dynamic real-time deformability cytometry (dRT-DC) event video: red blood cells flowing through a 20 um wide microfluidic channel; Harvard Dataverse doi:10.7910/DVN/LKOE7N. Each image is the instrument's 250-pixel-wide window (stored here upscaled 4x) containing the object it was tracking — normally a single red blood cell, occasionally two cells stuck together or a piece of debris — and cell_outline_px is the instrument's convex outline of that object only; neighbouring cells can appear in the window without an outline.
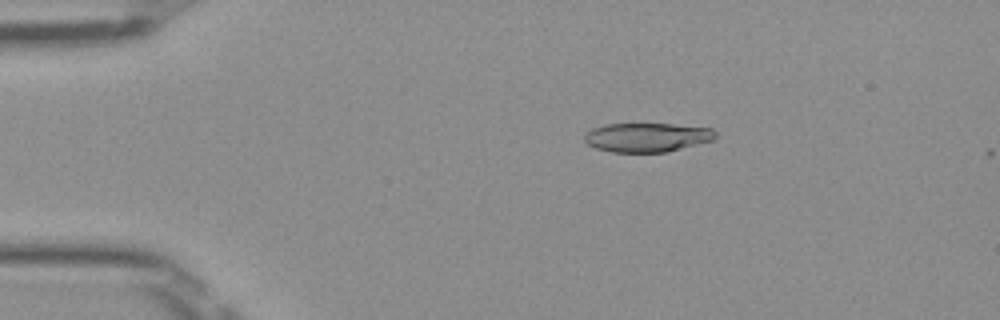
{"species": "Egyptian fruit bat (a non-hibernating species)", "species_latin": "Rousettus aegyptiacus", "temperature_condition": "room temperature", "stored_images_in_passage": 12, "camera_frame_rate_fps": 3000, "um_per_image_px": 0.085, "frame": {"image": 1, "passage_image": 10, "time_ms": 3.0, "image_size_px": [1000, 320], "cell_outline_px": [[716, 140], [668, 152], [612, 152], [596, 148], [588, 144], [584, 140], [584, 136], [592, 128], [604, 124], [672, 124], [712, 128], [716, 132]], "centroid_in_image_um": [55.04, 11.68], "position_along_channel_um": 30.0, "area_um2": 22.37}}